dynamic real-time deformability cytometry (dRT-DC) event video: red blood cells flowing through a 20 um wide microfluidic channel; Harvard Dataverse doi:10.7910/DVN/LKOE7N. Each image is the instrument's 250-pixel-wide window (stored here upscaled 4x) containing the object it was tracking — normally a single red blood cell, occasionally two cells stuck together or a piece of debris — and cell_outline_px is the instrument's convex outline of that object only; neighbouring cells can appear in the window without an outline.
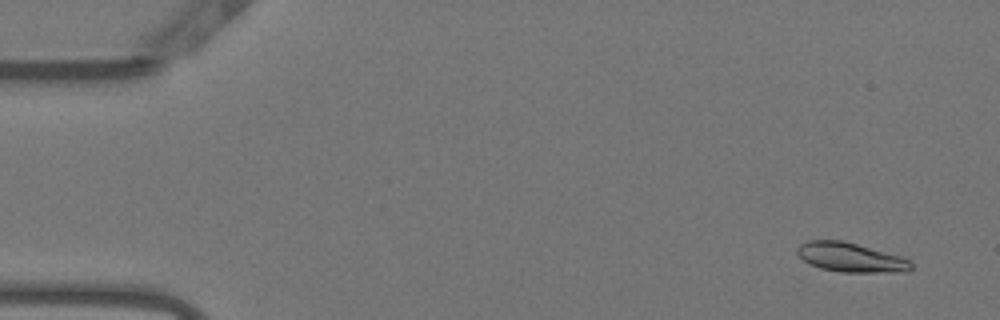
{"species": "Egyptian fruit bat (a non-hibernating species)", "species_latin": "Rousettus aegyptiacus", "temperature_condition": "warm", "stored_images_in_passage": 47, "camera_frame_rate_fps": 3000, "um_per_image_px": 0.085, "animal": {"sex": "female"}, "frame": {"image": 1, "passage_image": 3, "time_ms": 0.667, "image_size_px": [1000, 320], "cell_outline_px": [[912, 268], [908, 272], [840, 272], [820, 268], [804, 260], [796, 252], [796, 248], [800, 244], [808, 240], [844, 240], [900, 256], [908, 260], [912, 264]], "centroid_in_image_um": [72.3, 21.87], "position_along_channel_um": 12.7, "area_um2": 19.42}}
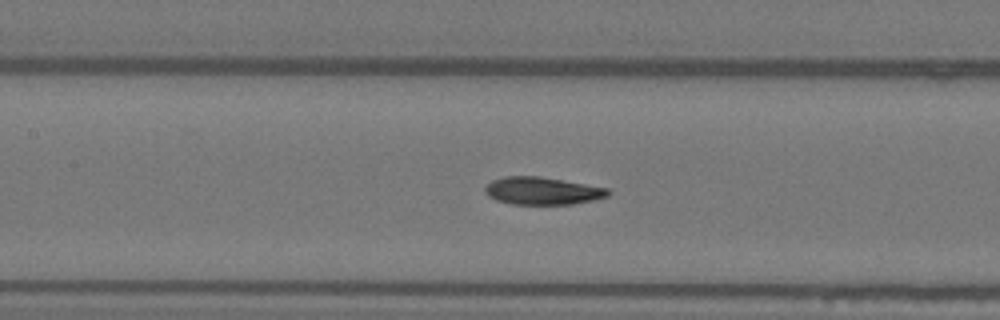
{"frame": {"image": 2, "passage_image": 24, "time_ms": 7.667, "image_size_px": [1000, 320], "cell_outline_px": [[612, 192], [608, 196], [592, 200], [572, 204], [512, 204], [496, 200], [488, 196], [484, 192], [484, 188], [492, 180], [504, 176], [540, 176], [608, 188]], "centroid_in_image_um": [46.08, 16.22], "position_along_channel_um": 161.3, "area_um2": 19.77}}
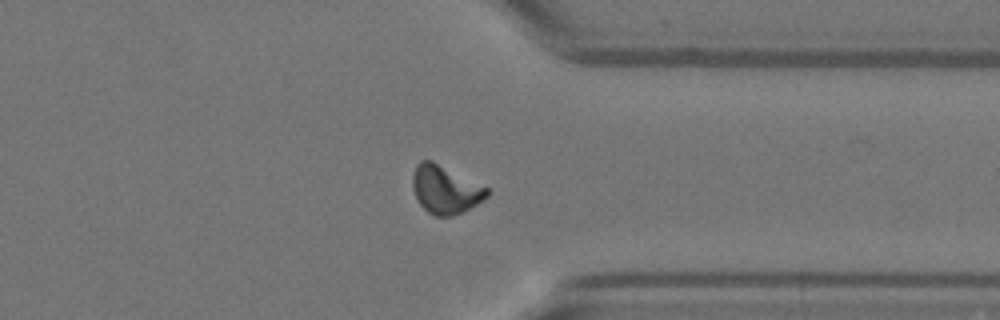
{"frame": {"image": 3, "passage_image": 41, "time_ms": 13.333, "image_size_px": [1000, 320], "cell_outline_px": [[492, 192], [484, 200], [464, 212], [452, 216], [436, 216], [428, 212], [420, 204], [412, 188], [412, 176], [416, 164], [420, 160], [432, 160], [488, 188]], "centroid_in_image_um": [37.86, 16.11], "position_along_channel_um": 373.5, "area_um2": 20.98}}